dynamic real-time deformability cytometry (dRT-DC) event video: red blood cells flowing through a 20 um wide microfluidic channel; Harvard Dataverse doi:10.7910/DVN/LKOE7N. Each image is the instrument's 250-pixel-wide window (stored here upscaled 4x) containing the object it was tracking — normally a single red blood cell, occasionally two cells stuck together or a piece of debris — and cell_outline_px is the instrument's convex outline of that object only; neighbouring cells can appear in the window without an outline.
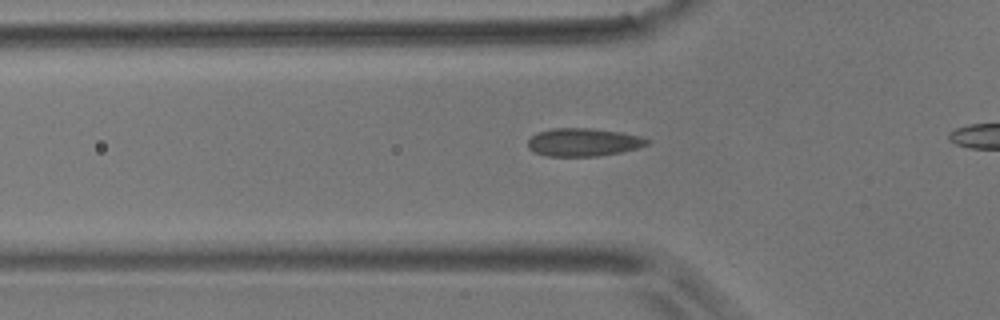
{"species": "common noctule bat (a hibernating species)", "species_latin": "Nyctalus noctula", "temperature_condition": "room temperature", "stored_images_in_passage": 28, "camera_frame_rate_fps": 3000, "um_per_image_px": 0.085, "animal": {"sex": "male", "body_mass_g": 17.9}, "frame": {"image": 1, "passage_image": 14, "time_ms": 4.333, "image_size_px": [1000, 320], "cell_outline_px": [[652, 140], [648, 144], [636, 148], [620, 152], [600, 156], [544, 156], [532, 152], [528, 148], [528, 140], [536, 132], [552, 128], [592, 128], [620, 132], [640, 136]], "centroid_in_image_um": [49.55, 12.09], "position_along_channel_um": 76.2, "area_um2": 19.65}}
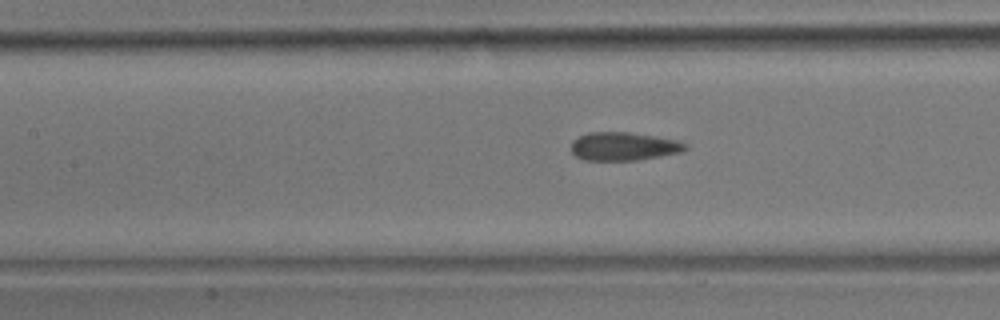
{"frame": {"image": 2, "passage_image": 21, "time_ms": 6.667, "image_size_px": [1000, 320], "cell_outline_px": [[688, 148], [680, 152], [640, 160], [584, 160], [576, 156], [572, 152], [572, 140], [588, 132], [628, 132], [656, 136], [676, 140], [688, 144]], "centroid_in_image_um": [53.02, 12.44], "position_along_channel_um": 154.4, "area_um2": 18.84}}
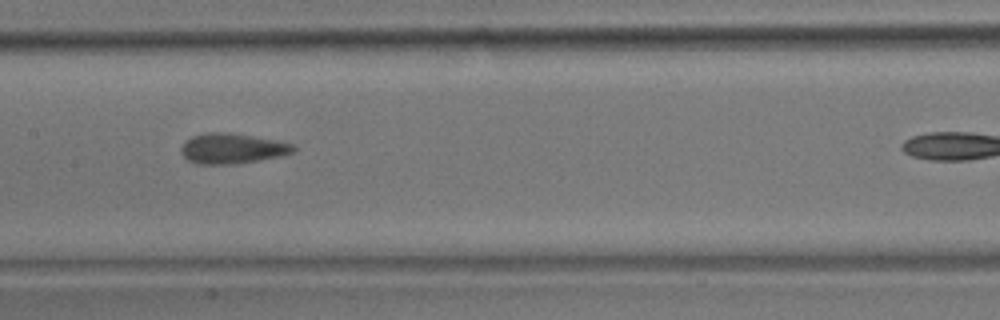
{"frame": {"image": 3, "passage_image": 24, "time_ms": 7.667, "image_size_px": [1000, 320], "cell_outline_px": [[296, 152], [280, 156], [260, 160], [232, 164], [196, 164], [188, 160], [180, 152], [180, 148], [192, 136], [204, 132], [228, 132], [276, 140], [292, 144], [296, 148]], "centroid_in_image_um": [19.74, 12.62], "position_along_channel_um": 187.7, "area_um2": 19.83}}